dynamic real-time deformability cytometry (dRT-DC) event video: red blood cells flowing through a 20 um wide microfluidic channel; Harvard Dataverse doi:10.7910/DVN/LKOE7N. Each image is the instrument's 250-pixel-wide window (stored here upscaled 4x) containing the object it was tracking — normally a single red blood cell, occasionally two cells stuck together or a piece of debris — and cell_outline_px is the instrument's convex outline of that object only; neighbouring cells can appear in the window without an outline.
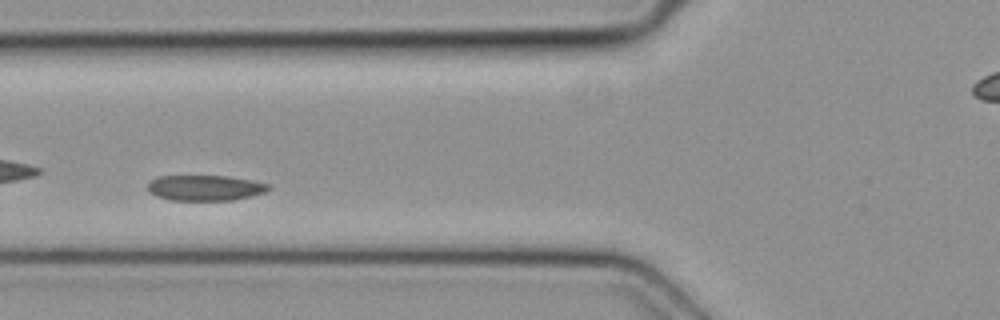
{"species": "common noctule bat (a hibernating species)", "species_latin": "Nyctalus noctula", "temperature_condition": "cold", "stored_images_in_passage": 36, "camera_frame_rate_fps": 3000, "um_per_image_px": 0.085, "animal": {"sex": "female", "body_mass_g": 19.3, "forearm_length_mm": 54.1}, "frame": {"image": 1, "passage_image": 7, "time_ms": 2.0, "image_size_px": [1000, 320], "cell_outline_px": [[272, 188], [264, 192], [252, 196], [232, 200], [168, 200], [156, 196], [148, 192], [148, 184], [156, 176], [228, 176], [252, 180], [272, 184]], "centroid_in_image_um": [17.45, 15.97], "position_along_channel_um": 108.3, "area_um2": 18.15}}
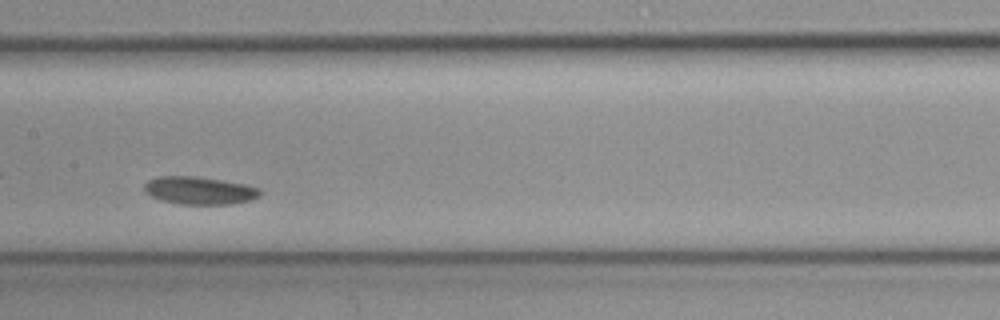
{"frame": {"image": 2, "passage_image": 13, "time_ms": 4.0, "image_size_px": [1000, 320], "cell_outline_px": [[264, 192], [260, 196], [252, 200], [232, 204], [180, 204], [160, 200], [152, 196], [144, 188], [144, 184], [148, 180], [156, 176], [196, 176], [248, 184], [260, 188]], "centroid_in_image_um": [17.02, 16.19], "position_along_channel_um": 190.4, "area_um2": 18.96}}
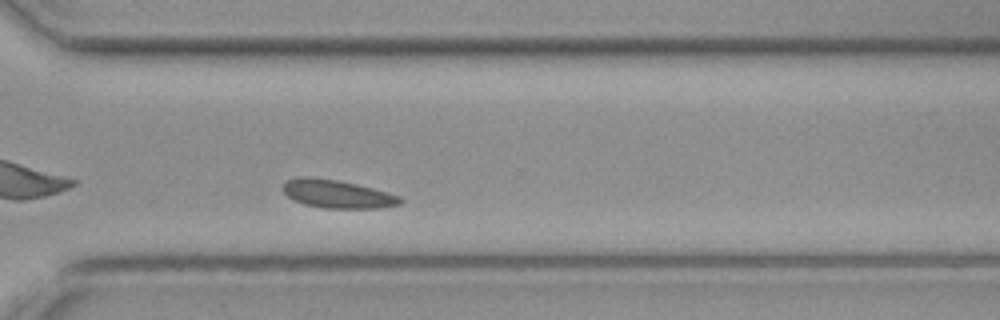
{"frame": {"image": 3, "passage_image": 24, "time_ms": 7.667, "image_size_px": [1000, 320], "cell_outline_px": [[404, 200], [400, 204], [380, 208], [324, 208], [304, 204], [292, 200], [280, 188], [280, 184], [284, 180], [300, 176], [312, 176], [336, 180], [356, 184], [388, 192], [400, 196]], "centroid_in_image_um": [28.6, 16.47], "position_along_channel_um": 342.0, "area_um2": 19.59}}